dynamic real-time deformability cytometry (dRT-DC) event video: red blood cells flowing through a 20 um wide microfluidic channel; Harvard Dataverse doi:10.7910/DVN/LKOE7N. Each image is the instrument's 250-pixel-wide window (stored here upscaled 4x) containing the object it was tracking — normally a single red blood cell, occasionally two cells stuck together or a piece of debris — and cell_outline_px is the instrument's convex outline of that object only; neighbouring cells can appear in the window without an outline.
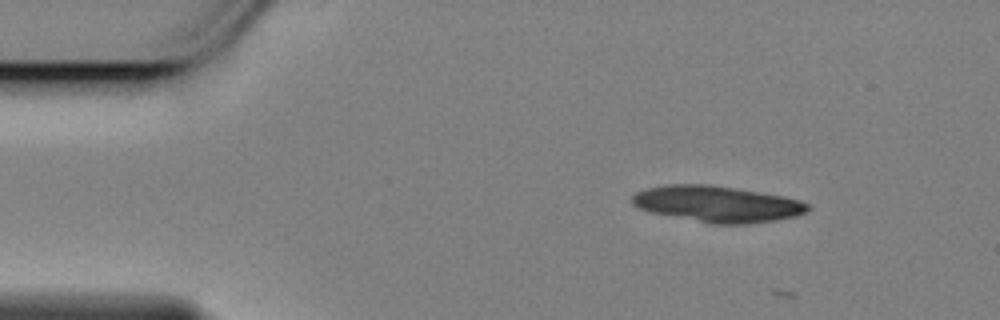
{"species": "Egyptian fruit bat (a non-hibernating species)", "species_latin": "Rousettus aegyptiacus", "temperature_condition": "cold", "stored_images_in_passage": 4, "camera_frame_rate_fps": 3000, "um_per_image_px": 0.085, "animal": {"sex": "female"}, "frame": {"image": 1, "passage_image": 1, "time_ms": 0.0, "image_size_px": [1000, 320], "cell_outline_px": [[804, 208], [796, 212], [776, 216], [740, 220], [724, 220], [716, 216], [736, 196], [760, 196], [788, 200], [800, 204]], "centroid_in_image_um": [64.37, 17.68], "position_along_channel_um": 20.6, "area_um2": 10.52}}